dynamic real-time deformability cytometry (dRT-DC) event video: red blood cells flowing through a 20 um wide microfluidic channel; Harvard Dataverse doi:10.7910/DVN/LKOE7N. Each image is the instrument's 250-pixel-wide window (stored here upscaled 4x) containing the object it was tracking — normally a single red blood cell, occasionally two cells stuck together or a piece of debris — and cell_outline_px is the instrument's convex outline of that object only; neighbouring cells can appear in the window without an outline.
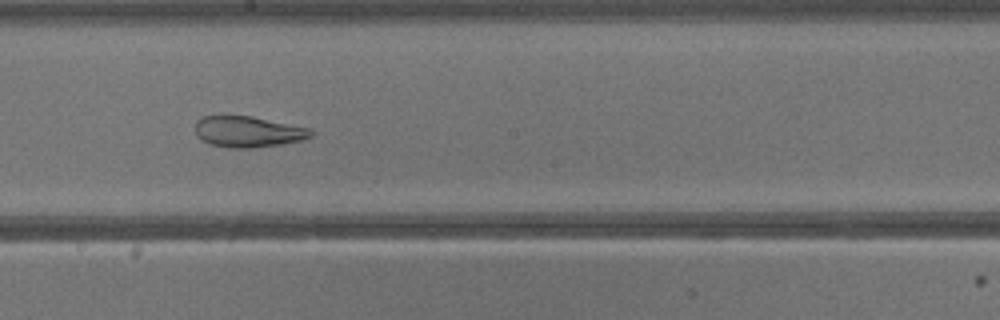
{"species": "common noctule bat (a hibernating species)", "species_latin": "Nyctalus noctula", "temperature_condition": "warm", "stored_images_in_passage": 41, "camera_frame_rate_fps": 3000, "um_per_image_px": 0.085, "animal": {"sex": "male", "body_mass_g": 13.3}, "frame": {"image": 1, "passage_image": 23, "time_ms": 7.333, "image_size_px": [1000, 320], "cell_outline_px": [[312, 136], [304, 140], [256, 148], [228, 148], [208, 144], [200, 140], [196, 136], [196, 120], [200, 116], [220, 112], [224, 112], [252, 116], [312, 128]], "centroid_in_image_um": [21.0, 11.15], "position_along_channel_um": 227.2, "area_um2": 22.08}}
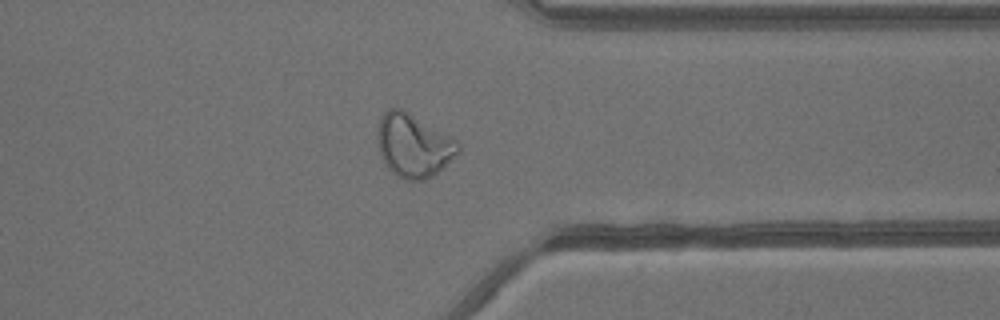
{"frame": {"image": 2, "passage_image": 32, "time_ms": 10.333, "image_size_px": [1000, 320], "cell_outline_px": [[460, 152], [432, 176], [424, 180], [404, 180], [396, 176], [384, 164], [380, 156], [376, 136], [376, 132], [380, 116], [388, 108], [400, 108], [456, 140], [460, 144]], "centroid_in_image_um": [35.09, 12.38], "position_along_channel_um": 376.3, "area_um2": 29.65}}
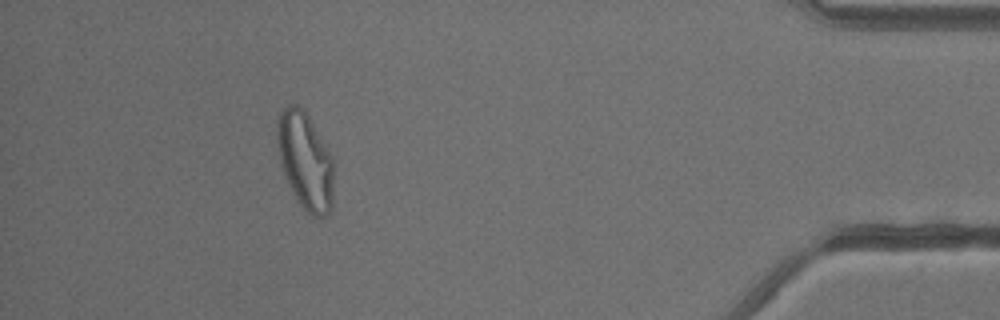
{"frame": {"image": 3, "passage_image": 37, "time_ms": 12.0, "image_size_px": [1000, 320], "cell_outline_px": [[332, 208], [328, 216], [312, 216], [296, 200], [284, 176], [280, 160], [276, 136], [276, 120], [280, 112], [288, 104], [296, 104], [304, 108], [332, 156]], "centroid_in_image_um": [25.92, 13.64], "position_along_channel_um": 409.3, "area_um2": 32.14}}